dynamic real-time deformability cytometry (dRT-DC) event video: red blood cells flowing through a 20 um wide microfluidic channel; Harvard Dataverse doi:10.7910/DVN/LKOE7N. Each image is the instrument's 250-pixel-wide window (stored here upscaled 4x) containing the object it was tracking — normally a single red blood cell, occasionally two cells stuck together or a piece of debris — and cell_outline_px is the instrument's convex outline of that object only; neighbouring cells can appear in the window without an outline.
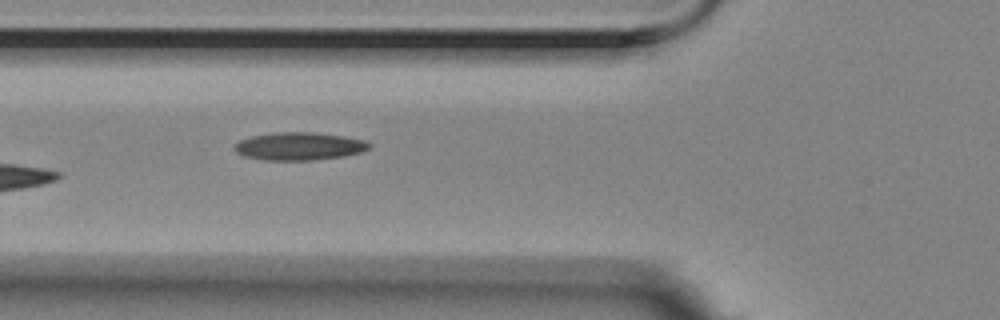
{"species": "Egyptian fruit bat (a non-hibernating species)", "species_latin": "Rousettus aegyptiacus", "temperature_condition": "room temperature", "stored_images_in_passage": 15, "camera_frame_rate_fps": 3000, "um_per_image_px": 0.085, "animal": {"sex": "female"}, "frame": {"image": 1, "passage_image": 6, "time_ms": 1.667, "image_size_px": [1000, 320], "cell_outline_px": [[372, 144], [368, 148], [360, 152], [344, 156], [312, 160], [264, 160], [244, 156], [236, 152], [232, 148], [240, 140], [252, 136], [276, 132], [312, 132], [344, 136], [364, 140]], "centroid_in_image_um": [25.41, 12.43], "position_along_channel_um": 100.4, "area_um2": 21.79}}
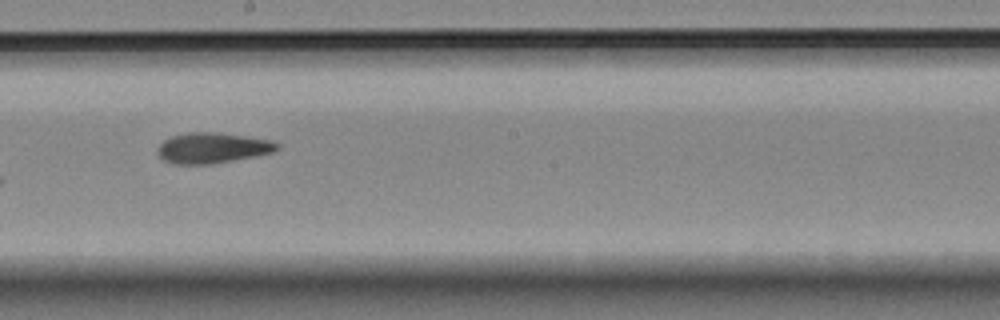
{"frame": {"image": 2, "passage_image": 9, "time_ms": 2.667, "image_size_px": [1000, 320], "cell_outline_px": [[280, 148], [272, 152], [212, 164], [172, 164], [164, 160], [156, 152], [156, 148], [164, 140], [172, 136], [188, 132], [216, 132], [276, 140], [280, 144]], "centroid_in_image_um": [18.06, 12.56], "position_along_channel_um": 230.1, "area_um2": 21.39}}
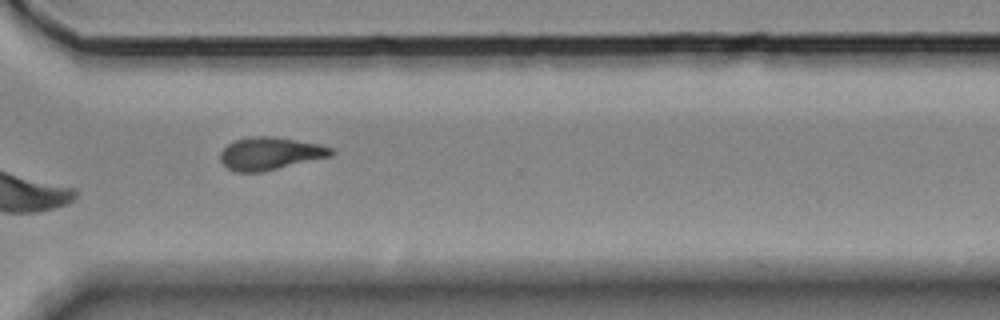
{"frame": {"image": 3, "passage_image": 12, "time_ms": 3.667, "image_size_px": [1000, 320], "cell_outline_px": [[336, 152], [332, 156], [260, 172], [236, 172], [228, 168], [220, 160], [220, 152], [228, 144], [236, 140], [248, 136], [272, 136], [320, 144], [332, 148]], "centroid_in_image_um": [22.97, 13.04], "position_along_channel_um": 347.6, "area_um2": 21.04}}